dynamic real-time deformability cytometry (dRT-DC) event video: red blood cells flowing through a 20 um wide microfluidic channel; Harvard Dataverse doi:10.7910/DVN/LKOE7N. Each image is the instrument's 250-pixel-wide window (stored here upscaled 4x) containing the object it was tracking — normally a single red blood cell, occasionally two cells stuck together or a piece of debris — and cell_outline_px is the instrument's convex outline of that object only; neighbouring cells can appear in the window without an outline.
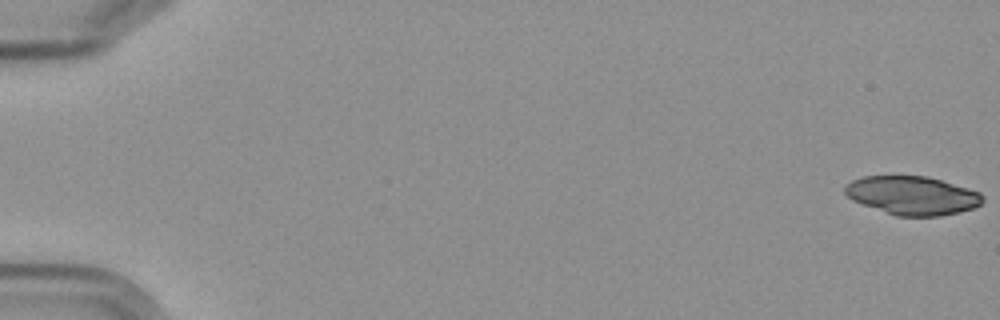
{"species": "Egyptian fruit bat (a non-hibernating species)", "species_latin": "Rousettus aegyptiacus", "temperature_condition": "cold", "stored_images_in_passage": 5, "camera_frame_rate_fps": 3000, "um_per_image_px": 0.085, "frame": {"image": 1, "passage_image": 1, "time_ms": 0.0, "image_size_px": [1000, 320], "cell_outline_px": [[984, 200], [980, 204], [972, 208], [960, 212], [940, 216], [896, 216], [852, 200], [844, 192], [844, 188], [852, 180], [864, 176], [928, 176], [968, 188], [980, 192], [984, 196]], "centroid_in_image_um": [77.57, 16.61], "position_along_channel_um": 7.4, "area_um2": 30.87}}